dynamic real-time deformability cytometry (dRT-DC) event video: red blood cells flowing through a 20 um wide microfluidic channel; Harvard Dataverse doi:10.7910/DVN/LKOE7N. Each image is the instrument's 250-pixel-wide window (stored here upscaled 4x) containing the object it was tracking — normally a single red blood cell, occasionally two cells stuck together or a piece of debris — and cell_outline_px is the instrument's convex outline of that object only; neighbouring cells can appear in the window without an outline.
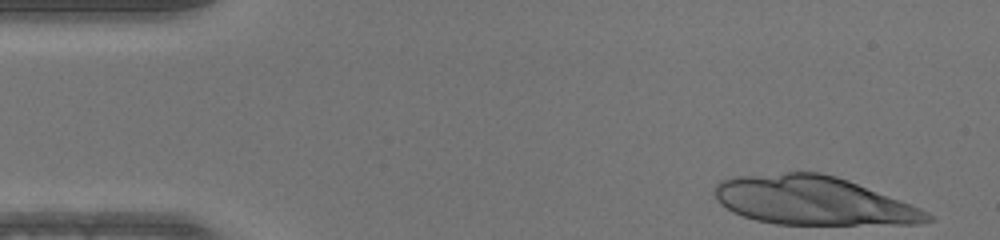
{"species": "human", "species_latin": "Homo sapiens", "temperature_condition": "warm", "stored_images_in_passage": 18, "camera_frame_rate_fps": 3000, "um_per_image_px": 0.085, "donor": {"sex": "male"}, "frame": {"image": 1, "passage_image": 1, "time_ms": 0.0, "image_size_px": [1000, 240], "cell_outline_px": [[936, 220], [920, 224], [776, 224], [756, 220], [732, 212], [720, 204], [716, 200], [716, 184], [720, 180], [732, 176], [784, 172], [820, 172], [836, 176], [848, 180], [920, 208], [928, 212]], "centroid_in_image_um": [69.1, 17.05], "position_along_channel_um": 15.9, "area_um2": 60.23}}